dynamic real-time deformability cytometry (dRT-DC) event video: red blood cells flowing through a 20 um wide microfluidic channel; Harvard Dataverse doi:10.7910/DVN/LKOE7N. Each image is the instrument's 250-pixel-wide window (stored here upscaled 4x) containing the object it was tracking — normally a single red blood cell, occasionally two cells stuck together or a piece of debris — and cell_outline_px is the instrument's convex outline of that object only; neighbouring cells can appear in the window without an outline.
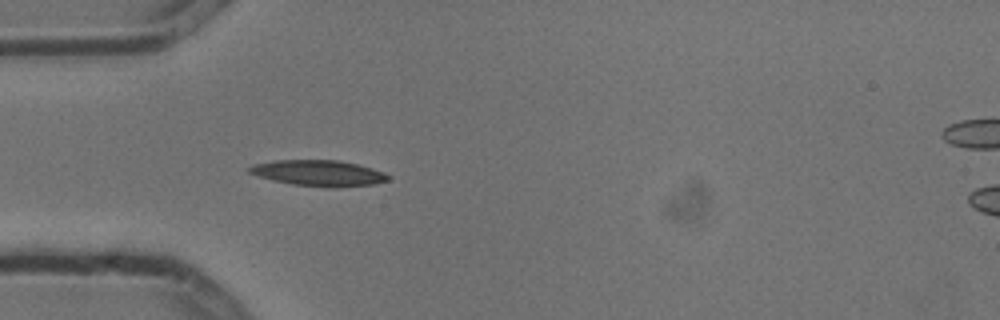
{"species": "common noctule bat (a hibernating species)", "species_latin": "Nyctalus noctula", "temperature_condition": "cold", "stored_images_in_passage": 3, "segment_of_instrument_passage": [1, 2], "camera_frame_rate_fps": 3000, "um_per_image_px": 0.085, "animal": {"sex": "male", "body_mass_g": 13.3}, "frame": {"image": 1, "passage_image": 2, "time_ms": 0.333, "image_size_px": [1000, 320], "cell_outline_px": [[392, 176], [388, 180], [376, 184], [336, 188], [328, 188], [292, 184], [272, 180], [248, 172], [244, 168], [252, 164], [276, 160], [340, 160], [372, 168], [384, 172]], "centroid_in_image_um": [27.09, 14.72], "position_along_channel_um": 57.9, "area_um2": 21.27}}